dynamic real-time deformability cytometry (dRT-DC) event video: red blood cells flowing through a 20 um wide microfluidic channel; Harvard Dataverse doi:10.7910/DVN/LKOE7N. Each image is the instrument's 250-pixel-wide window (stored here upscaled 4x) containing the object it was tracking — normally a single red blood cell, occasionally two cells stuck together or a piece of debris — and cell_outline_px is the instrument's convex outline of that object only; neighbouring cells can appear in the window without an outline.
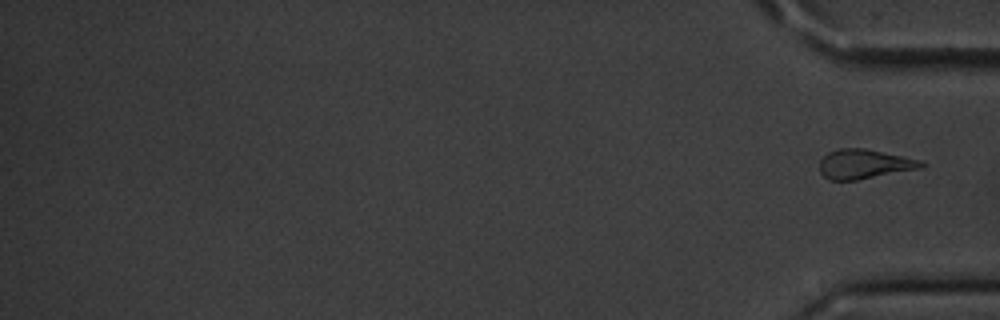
{"species": "common noctule bat (a hibernating species)", "species_latin": "Nyctalus noctula", "temperature_condition": "cold", "stored_images_in_passage": 14, "segment_of_instrument_passage": [2, 2], "camera_frame_rate_fps": 3000, "um_per_image_px": 0.085, "animal": {"sex": "male", "body_mass_g": 20.1, "forearm_length_mm": 53.5}, "frame": {"image": 1, "passage_image": 14, "time_ms": 4.333, "image_size_px": [1000, 320], "cell_outline_px": [[924, 164], [920, 168], [856, 180], [828, 180], [820, 172], [820, 160], [828, 152], [836, 148], [864, 148], [904, 156], [920, 160]], "centroid_in_image_um": [73.41, 13.93], "position_along_channel_um": 361.8, "area_um2": 17.34}}